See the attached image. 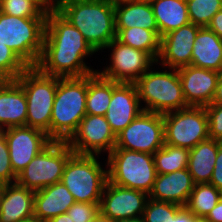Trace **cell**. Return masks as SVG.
<instances>
[{
	"mask_svg": "<svg viewBox=\"0 0 222 222\" xmlns=\"http://www.w3.org/2000/svg\"><path fill=\"white\" fill-rule=\"evenodd\" d=\"M181 208L182 206L173 203L149 198L142 217L145 222H172Z\"/></svg>",
	"mask_w": 222,
	"mask_h": 222,
	"instance_id": "836d02e7",
	"label": "cell"
},
{
	"mask_svg": "<svg viewBox=\"0 0 222 222\" xmlns=\"http://www.w3.org/2000/svg\"><path fill=\"white\" fill-rule=\"evenodd\" d=\"M44 11L52 10V0H34Z\"/></svg>",
	"mask_w": 222,
	"mask_h": 222,
	"instance_id": "ee69618b",
	"label": "cell"
},
{
	"mask_svg": "<svg viewBox=\"0 0 222 222\" xmlns=\"http://www.w3.org/2000/svg\"><path fill=\"white\" fill-rule=\"evenodd\" d=\"M149 194L144 191L117 186L107 180L101 201L100 212L113 221L143 216Z\"/></svg>",
	"mask_w": 222,
	"mask_h": 222,
	"instance_id": "9a60e30c",
	"label": "cell"
},
{
	"mask_svg": "<svg viewBox=\"0 0 222 222\" xmlns=\"http://www.w3.org/2000/svg\"><path fill=\"white\" fill-rule=\"evenodd\" d=\"M16 81L27 99L26 126L44 131L50 138V121L57 77L43 74L37 67H28Z\"/></svg>",
	"mask_w": 222,
	"mask_h": 222,
	"instance_id": "ba28073f",
	"label": "cell"
},
{
	"mask_svg": "<svg viewBox=\"0 0 222 222\" xmlns=\"http://www.w3.org/2000/svg\"><path fill=\"white\" fill-rule=\"evenodd\" d=\"M106 48H111V64L101 72L102 77L119 82L135 83L150 66L157 61L146 52L122 44L117 39H113ZM113 48V49H112Z\"/></svg>",
	"mask_w": 222,
	"mask_h": 222,
	"instance_id": "7c38bea8",
	"label": "cell"
},
{
	"mask_svg": "<svg viewBox=\"0 0 222 222\" xmlns=\"http://www.w3.org/2000/svg\"><path fill=\"white\" fill-rule=\"evenodd\" d=\"M204 107L208 116L209 138L222 142V104Z\"/></svg>",
	"mask_w": 222,
	"mask_h": 222,
	"instance_id": "8d00e7d4",
	"label": "cell"
},
{
	"mask_svg": "<svg viewBox=\"0 0 222 222\" xmlns=\"http://www.w3.org/2000/svg\"><path fill=\"white\" fill-rule=\"evenodd\" d=\"M205 218L209 222H222V198Z\"/></svg>",
	"mask_w": 222,
	"mask_h": 222,
	"instance_id": "ab89813d",
	"label": "cell"
},
{
	"mask_svg": "<svg viewBox=\"0 0 222 222\" xmlns=\"http://www.w3.org/2000/svg\"><path fill=\"white\" fill-rule=\"evenodd\" d=\"M8 149L11 167L18 175L52 140L47 134L29 126L2 130Z\"/></svg>",
	"mask_w": 222,
	"mask_h": 222,
	"instance_id": "5bb4252c",
	"label": "cell"
},
{
	"mask_svg": "<svg viewBox=\"0 0 222 222\" xmlns=\"http://www.w3.org/2000/svg\"><path fill=\"white\" fill-rule=\"evenodd\" d=\"M58 12L81 32L95 52L116 39L115 10L108 0L74 2Z\"/></svg>",
	"mask_w": 222,
	"mask_h": 222,
	"instance_id": "7a4b0ae2",
	"label": "cell"
},
{
	"mask_svg": "<svg viewBox=\"0 0 222 222\" xmlns=\"http://www.w3.org/2000/svg\"><path fill=\"white\" fill-rule=\"evenodd\" d=\"M87 76L57 77L50 121V139L67 141L86 115Z\"/></svg>",
	"mask_w": 222,
	"mask_h": 222,
	"instance_id": "3957f363",
	"label": "cell"
},
{
	"mask_svg": "<svg viewBox=\"0 0 222 222\" xmlns=\"http://www.w3.org/2000/svg\"><path fill=\"white\" fill-rule=\"evenodd\" d=\"M27 68L12 49L0 42V80H16Z\"/></svg>",
	"mask_w": 222,
	"mask_h": 222,
	"instance_id": "1f68e13d",
	"label": "cell"
},
{
	"mask_svg": "<svg viewBox=\"0 0 222 222\" xmlns=\"http://www.w3.org/2000/svg\"><path fill=\"white\" fill-rule=\"evenodd\" d=\"M114 7L124 5V4H130L133 2H138L139 0H108Z\"/></svg>",
	"mask_w": 222,
	"mask_h": 222,
	"instance_id": "bcb514c9",
	"label": "cell"
},
{
	"mask_svg": "<svg viewBox=\"0 0 222 222\" xmlns=\"http://www.w3.org/2000/svg\"><path fill=\"white\" fill-rule=\"evenodd\" d=\"M157 174H167L187 168L189 149L165 144L153 154Z\"/></svg>",
	"mask_w": 222,
	"mask_h": 222,
	"instance_id": "f546056e",
	"label": "cell"
},
{
	"mask_svg": "<svg viewBox=\"0 0 222 222\" xmlns=\"http://www.w3.org/2000/svg\"><path fill=\"white\" fill-rule=\"evenodd\" d=\"M194 185L187 168L167 174H157L149 198L183 207L186 205Z\"/></svg>",
	"mask_w": 222,
	"mask_h": 222,
	"instance_id": "d6986e66",
	"label": "cell"
},
{
	"mask_svg": "<svg viewBox=\"0 0 222 222\" xmlns=\"http://www.w3.org/2000/svg\"><path fill=\"white\" fill-rule=\"evenodd\" d=\"M222 142L207 139L199 142L189 150L187 169L190 172L194 184L209 183L213 174L218 148Z\"/></svg>",
	"mask_w": 222,
	"mask_h": 222,
	"instance_id": "cb8c5ba5",
	"label": "cell"
},
{
	"mask_svg": "<svg viewBox=\"0 0 222 222\" xmlns=\"http://www.w3.org/2000/svg\"><path fill=\"white\" fill-rule=\"evenodd\" d=\"M163 145V115L144 110L116 135L114 149L154 154Z\"/></svg>",
	"mask_w": 222,
	"mask_h": 222,
	"instance_id": "8fae6325",
	"label": "cell"
},
{
	"mask_svg": "<svg viewBox=\"0 0 222 222\" xmlns=\"http://www.w3.org/2000/svg\"><path fill=\"white\" fill-rule=\"evenodd\" d=\"M27 99L16 80H0V130L26 126Z\"/></svg>",
	"mask_w": 222,
	"mask_h": 222,
	"instance_id": "ffe728a7",
	"label": "cell"
},
{
	"mask_svg": "<svg viewBox=\"0 0 222 222\" xmlns=\"http://www.w3.org/2000/svg\"><path fill=\"white\" fill-rule=\"evenodd\" d=\"M94 53L81 32L58 11L47 12L43 51L36 66L43 74L69 78L95 73L83 61Z\"/></svg>",
	"mask_w": 222,
	"mask_h": 222,
	"instance_id": "6da1fadb",
	"label": "cell"
},
{
	"mask_svg": "<svg viewBox=\"0 0 222 222\" xmlns=\"http://www.w3.org/2000/svg\"><path fill=\"white\" fill-rule=\"evenodd\" d=\"M209 183L222 191V143L218 148L213 174Z\"/></svg>",
	"mask_w": 222,
	"mask_h": 222,
	"instance_id": "74e56055",
	"label": "cell"
},
{
	"mask_svg": "<svg viewBox=\"0 0 222 222\" xmlns=\"http://www.w3.org/2000/svg\"><path fill=\"white\" fill-rule=\"evenodd\" d=\"M0 11L22 18L47 17V12L34 0H1Z\"/></svg>",
	"mask_w": 222,
	"mask_h": 222,
	"instance_id": "d6a6232c",
	"label": "cell"
},
{
	"mask_svg": "<svg viewBox=\"0 0 222 222\" xmlns=\"http://www.w3.org/2000/svg\"><path fill=\"white\" fill-rule=\"evenodd\" d=\"M5 183L0 182V207H1V200L4 192ZM1 211V208H0Z\"/></svg>",
	"mask_w": 222,
	"mask_h": 222,
	"instance_id": "816d5d0a",
	"label": "cell"
},
{
	"mask_svg": "<svg viewBox=\"0 0 222 222\" xmlns=\"http://www.w3.org/2000/svg\"><path fill=\"white\" fill-rule=\"evenodd\" d=\"M211 104H222V72H220V75L217 81L216 92H215V95Z\"/></svg>",
	"mask_w": 222,
	"mask_h": 222,
	"instance_id": "b9f144b4",
	"label": "cell"
},
{
	"mask_svg": "<svg viewBox=\"0 0 222 222\" xmlns=\"http://www.w3.org/2000/svg\"><path fill=\"white\" fill-rule=\"evenodd\" d=\"M199 25L188 23L161 37L158 61L169 69H179L191 64L193 43L195 42Z\"/></svg>",
	"mask_w": 222,
	"mask_h": 222,
	"instance_id": "2e32d148",
	"label": "cell"
},
{
	"mask_svg": "<svg viewBox=\"0 0 222 222\" xmlns=\"http://www.w3.org/2000/svg\"><path fill=\"white\" fill-rule=\"evenodd\" d=\"M35 192L17 183L5 184L0 222H20L34 216Z\"/></svg>",
	"mask_w": 222,
	"mask_h": 222,
	"instance_id": "44dd1931",
	"label": "cell"
},
{
	"mask_svg": "<svg viewBox=\"0 0 222 222\" xmlns=\"http://www.w3.org/2000/svg\"><path fill=\"white\" fill-rule=\"evenodd\" d=\"M182 90L189 106L211 104L220 72L188 65L178 69Z\"/></svg>",
	"mask_w": 222,
	"mask_h": 222,
	"instance_id": "e0dca14e",
	"label": "cell"
},
{
	"mask_svg": "<svg viewBox=\"0 0 222 222\" xmlns=\"http://www.w3.org/2000/svg\"><path fill=\"white\" fill-rule=\"evenodd\" d=\"M140 105L134 83H120L113 90L105 118L115 135L125 129L144 111Z\"/></svg>",
	"mask_w": 222,
	"mask_h": 222,
	"instance_id": "ac0fdd59",
	"label": "cell"
},
{
	"mask_svg": "<svg viewBox=\"0 0 222 222\" xmlns=\"http://www.w3.org/2000/svg\"><path fill=\"white\" fill-rule=\"evenodd\" d=\"M193 44L190 65L222 72V39L217 34L201 27Z\"/></svg>",
	"mask_w": 222,
	"mask_h": 222,
	"instance_id": "603a6c76",
	"label": "cell"
},
{
	"mask_svg": "<svg viewBox=\"0 0 222 222\" xmlns=\"http://www.w3.org/2000/svg\"><path fill=\"white\" fill-rule=\"evenodd\" d=\"M140 2H144V3H152L154 1H157V0H139Z\"/></svg>",
	"mask_w": 222,
	"mask_h": 222,
	"instance_id": "f5cc1de1",
	"label": "cell"
},
{
	"mask_svg": "<svg viewBox=\"0 0 222 222\" xmlns=\"http://www.w3.org/2000/svg\"><path fill=\"white\" fill-rule=\"evenodd\" d=\"M75 202L73 195L61 182L49 185L35 192L34 217L48 222L51 218L66 213Z\"/></svg>",
	"mask_w": 222,
	"mask_h": 222,
	"instance_id": "7402d4cb",
	"label": "cell"
},
{
	"mask_svg": "<svg viewBox=\"0 0 222 222\" xmlns=\"http://www.w3.org/2000/svg\"><path fill=\"white\" fill-rule=\"evenodd\" d=\"M151 70L134 83L140 103L141 100L146 103L143 110L163 115L189 106L184 98L178 69L171 72Z\"/></svg>",
	"mask_w": 222,
	"mask_h": 222,
	"instance_id": "5b68a950",
	"label": "cell"
},
{
	"mask_svg": "<svg viewBox=\"0 0 222 222\" xmlns=\"http://www.w3.org/2000/svg\"><path fill=\"white\" fill-rule=\"evenodd\" d=\"M96 156L73 153L67 160L61 183L76 202L100 203L108 180L107 170L102 169Z\"/></svg>",
	"mask_w": 222,
	"mask_h": 222,
	"instance_id": "52a82bcc",
	"label": "cell"
},
{
	"mask_svg": "<svg viewBox=\"0 0 222 222\" xmlns=\"http://www.w3.org/2000/svg\"><path fill=\"white\" fill-rule=\"evenodd\" d=\"M100 212V203L75 202L67 210L73 222H92Z\"/></svg>",
	"mask_w": 222,
	"mask_h": 222,
	"instance_id": "e575fe53",
	"label": "cell"
},
{
	"mask_svg": "<svg viewBox=\"0 0 222 222\" xmlns=\"http://www.w3.org/2000/svg\"><path fill=\"white\" fill-rule=\"evenodd\" d=\"M191 222H209L205 217H194Z\"/></svg>",
	"mask_w": 222,
	"mask_h": 222,
	"instance_id": "f907efd6",
	"label": "cell"
},
{
	"mask_svg": "<svg viewBox=\"0 0 222 222\" xmlns=\"http://www.w3.org/2000/svg\"><path fill=\"white\" fill-rule=\"evenodd\" d=\"M66 143L76 154H109L115 148L116 135L105 116L86 114Z\"/></svg>",
	"mask_w": 222,
	"mask_h": 222,
	"instance_id": "4fadbf2b",
	"label": "cell"
},
{
	"mask_svg": "<svg viewBox=\"0 0 222 222\" xmlns=\"http://www.w3.org/2000/svg\"><path fill=\"white\" fill-rule=\"evenodd\" d=\"M115 222H145L143 217H139V218H133V219H124V220H118Z\"/></svg>",
	"mask_w": 222,
	"mask_h": 222,
	"instance_id": "c3c4849f",
	"label": "cell"
},
{
	"mask_svg": "<svg viewBox=\"0 0 222 222\" xmlns=\"http://www.w3.org/2000/svg\"><path fill=\"white\" fill-rule=\"evenodd\" d=\"M20 222H46V221H43V220L33 216L29 219H26V220H23V221H20Z\"/></svg>",
	"mask_w": 222,
	"mask_h": 222,
	"instance_id": "681fc988",
	"label": "cell"
},
{
	"mask_svg": "<svg viewBox=\"0 0 222 222\" xmlns=\"http://www.w3.org/2000/svg\"><path fill=\"white\" fill-rule=\"evenodd\" d=\"M194 217V214L190 212L185 206H183L177 212L172 222H191Z\"/></svg>",
	"mask_w": 222,
	"mask_h": 222,
	"instance_id": "60d3db41",
	"label": "cell"
},
{
	"mask_svg": "<svg viewBox=\"0 0 222 222\" xmlns=\"http://www.w3.org/2000/svg\"><path fill=\"white\" fill-rule=\"evenodd\" d=\"M48 222H73V221L72 218L67 213H64L51 218Z\"/></svg>",
	"mask_w": 222,
	"mask_h": 222,
	"instance_id": "f6af8a7d",
	"label": "cell"
},
{
	"mask_svg": "<svg viewBox=\"0 0 222 222\" xmlns=\"http://www.w3.org/2000/svg\"><path fill=\"white\" fill-rule=\"evenodd\" d=\"M116 28L141 27L158 31V26L150 3L133 2L114 7Z\"/></svg>",
	"mask_w": 222,
	"mask_h": 222,
	"instance_id": "484cf974",
	"label": "cell"
},
{
	"mask_svg": "<svg viewBox=\"0 0 222 222\" xmlns=\"http://www.w3.org/2000/svg\"><path fill=\"white\" fill-rule=\"evenodd\" d=\"M47 17L22 18L0 11V42L28 66L36 67L43 51Z\"/></svg>",
	"mask_w": 222,
	"mask_h": 222,
	"instance_id": "277c9868",
	"label": "cell"
},
{
	"mask_svg": "<svg viewBox=\"0 0 222 222\" xmlns=\"http://www.w3.org/2000/svg\"><path fill=\"white\" fill-rule=\"evenodd\" d=\"M73 153L66 141H52L17 175L16 183L36 192L61 182L65 164Z\"/></svg>",
	"mask_w": 222,
	"mask_h": 222,
	"instance_id": "9c48e42d",
	"label": "cell"
},
{
	"mask_svg": "<svg viewBox=\"0 0 222 222\" xmlns=\"http://www.w3.org/2000/svg\"><path fill=\"white\" fill-rule=\"evenodd\" d=\"M83 1H97V0H52V10L59 11L62 7L74 3Z\"/></svg>",
	"mask_w": 222,
	"mask_h": 222,
	"instance_id": "7bdbcfd3",
	"label": "cell"
},
{
	"mask_svg": "<svg viewBox=\"0 0 222 222\" xmlns=\"http://www.w3.org/2000/svg\"><path fill=\"white\" fill-rule=\"evenodd\" d=\"M92 222H115L109 217L103 215L101 212L95 217V219Z\"/></svg>",
	"mask_w": 222,
	"mask_h": 222,
	"instance_id": "7dc6e473",
	"label": "cell"
},
{
	"mask_svg": "<svg viewBox=\"0 0 222 222\" xmlns=\"http://www.w3.org/2000/svg\"><path fill=\"white\" fill-rule=\"evenodd\" d=\"M151 6L160 38L190 23L186 0H157Z\"/></svg>",
	"mask_w": 222,
	"mask_h": 222,
	"instance_id": "d4e9b609",
	"label": "cell"
},
{
	"mask_svg": "<svg viewBox=\"0 0 222 222\" xmlns=\"http://www.w3.org/2000/svg\"><path fill=\"white\" fill-rule=\"evenodd\" d=\"M107 158L109 182L147 194L152 191L157 177L153 154L113 149Z\"/></svg>",
	"mask_w": 222,
	"mask_h": 222,
	"instance_id": "8992f818",
	"label": "cell"
},
{
	"mask_svg": "<svg viewBox=\"0 0 222 222\" xmlns=\"http://www.w3.org/2000/svg\"><path fill=\"white\" fill-rule=\"evenodd\" d=\"M190 23L207 27L213 16L222 9V0H186Z\"/></svg>",
	"mask_w": 222,
	"mask_h": 222,
	"instance_id": "4dcf8cb0",
	"label": "cell"
},
{
	"mask_svg": "<svg viewBox=\"0 0 222 222\" xmlns=\"http://www.w3.org/2000/svg\"><path fill=\"white\" fill-rule=\"evenodd\" d=\"M222 198V191L210 183L195 184L185 207L195 217H206Z\"/></svg>",
	"mask_w": 222,
	"mask_h": 222,
	"instance_id": "f1b7e54d",
	"label": "cell"
},
{
	"mask_svg": "<svg viewBox=\"0 0 222 222\" xmlns=\"http://www.w3.org/2000/svg\"><path fill=\"white\" fill-rule=\"evenodd\" d=\"M119 84L102 77L98 72L87 75L86 114L105 116L112 92Z\"/></svg>",
	"mask_w": 222,
	"mask_h": 222,
	"instance_id": "4316f807",
	"label": "cell"
},
{
	"mask_svg": "<svg viewBox=\"0 0 222 222\" xmlns=\"http://www.w3.org/2000/svg\"><path fill=\"white\" fill-rule=\"evenodd\" d=\"M207 28L222 39V9L213 16Z\"/></svg>",
	"mask_w": 222,
	"mask_h": 222,
	"instance_id": "f35d334b",
	"label": "cell"
},
{
	"mask_svg": "<svg viewBox=\"0 0 222 222\" xmlns=\"http://www.w3.org/2000/svg\"><path fill=\"white\" fill-rule=\"evenodd\" d=\"M164 143L192 149L209 139L208 116L204 106H188L163 114Z\"/></svg>",
	"mask_w": 222,
	"mask_h": 222,
	"instance_id": "30bf717a",
	"label": "cell"
},
{
	"mask_svg": "<svg viewBox=\"0 0 222 222\" xmlns=\"http://www.w3.org/2000/svg\"><path fill=\"white\" fill-rule=\"evenodd\" d=\"M116 32V39L122 44L149 53L158 63L161 42L159 31L132 27L116 28Z\"/></svg>",
	"mask_w": 222,
	"mask_h": 222,
	"instance_id": "83f0119b",
	"label": "cell"
},
{
	"mask_svg": "<svg viewBox=\"0 0 222 222\" xmlns=\"http://www.w3.org/2000/svg\"><path fill=\"white\" fill-rule=\"evenodd\" d=\"M17 175L14 173L9 157V149L4 135L0 134V182L5 184L16 183Z\"/></svg>",
	"mask_w": 222,
	"mask_h": 222,
	"instance_id": "d590c367",
	"label": "cell"
}]
</instances>
